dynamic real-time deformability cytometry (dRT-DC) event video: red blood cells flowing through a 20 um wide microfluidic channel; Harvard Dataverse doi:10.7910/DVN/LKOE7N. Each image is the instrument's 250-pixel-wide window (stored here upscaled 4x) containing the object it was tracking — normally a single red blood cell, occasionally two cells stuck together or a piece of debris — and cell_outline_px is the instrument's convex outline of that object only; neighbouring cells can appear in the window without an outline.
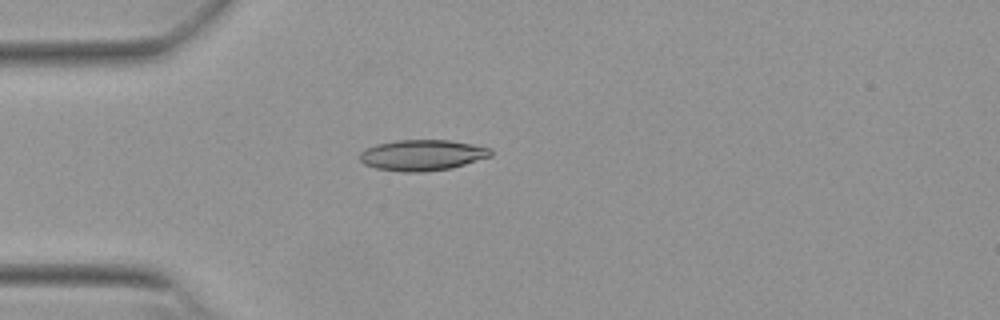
{"species": "Egyptian fruit bat (a non-hibernating species)", "species_latin": "Rousettus aegyptiacus", "temperature_condition": "warm", "stored_images_in_passage": 39, "camera_frame_rate_fps": 3000, "um_per_image_px": 0.085, "animal": {"sex": "female"}, "frame": {"image": 1, "passage_image": 1, "time_ms": 0.0, "image_size_px": [1000, 320], "cell_outline_px": [[492, 156], [452, 168], [424, 172], [404, 172], [376, 168], [364, 164], [360, 160], [360, 152], [376, 144], [396, 140], [448, 140], [472, 144], [492, 148]], "centroid_in_image_um": [35.91, 13.19], "position_along_channel_um": 49.1, "area_um2": 23.58}}
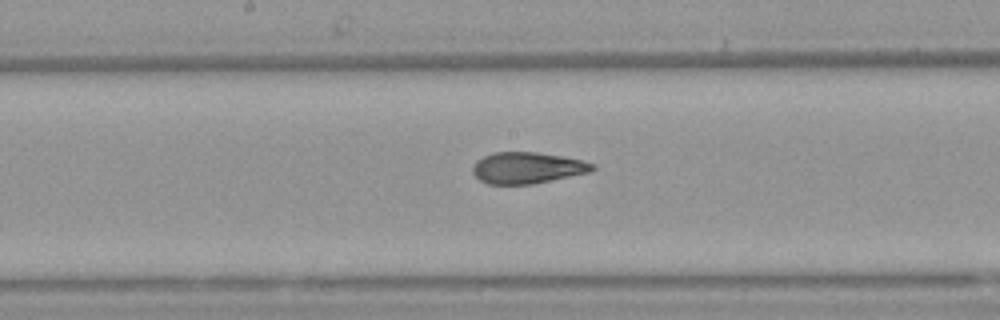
{"frame": {"image": 2, "passage_image": 14, "time_ms": 4.333, "image_size_px": [1000, 320], "cell_outline_px": [[596, 168], [592, 172], [532, 184], [488, 184], [480, 180], [472, 172], [472, 168], [476, 160], [492, 152], [536, 152], [560, 156], [580, 160], [596, 164]], "centroid_in_image_um": [44.82, 14.27], "position_along_channel_um": 203.4, "area_um2": 21.91}}
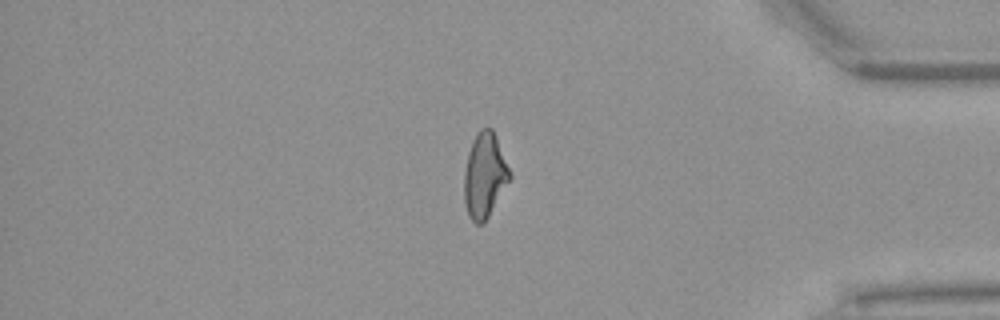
{"frame": {"image": 3, "passage_image": 31, "time_ms": 10.0, "image_size_px": [1000, 320], "cell_outline_px": [[512, 176], [484, 224], [476, 224], [468, 216], [464, 204], [464, 172], [468, 152], [472, 140], [480, 128], [492, 128], [496, 136], [512, 172]], "centroid_in_image_um": [41.19, 14.91], "position_along_channel_um": 394.0, "area_um2": 22.83}, "authors_computed_cell_mechanics": {"area_um2": 22.6576, "velocity_mm_per_s": 3.8682, "shape_relaxation_time_tau1_ms": 8.6325, "shape_relaxation_time_tau2_ms": 1.4917, "deformation_change_tau1": 0.2394, "deformation_change_tau2": 0.0889}}